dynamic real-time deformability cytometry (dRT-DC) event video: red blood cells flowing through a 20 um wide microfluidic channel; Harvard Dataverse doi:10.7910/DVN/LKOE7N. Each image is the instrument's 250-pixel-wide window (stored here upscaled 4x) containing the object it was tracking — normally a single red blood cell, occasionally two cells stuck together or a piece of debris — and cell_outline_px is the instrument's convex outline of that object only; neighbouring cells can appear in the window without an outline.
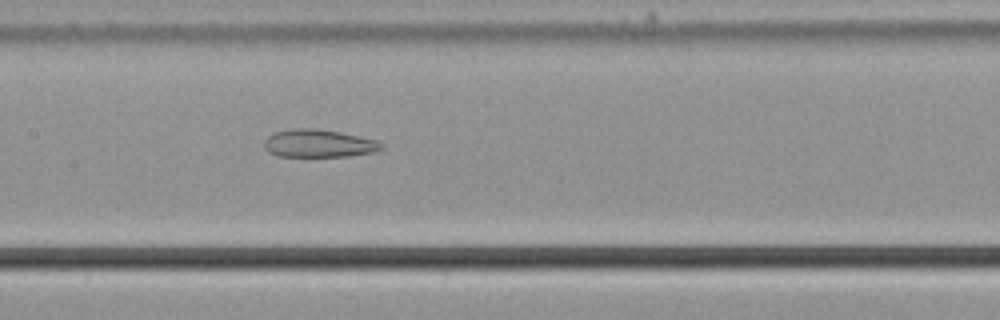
{"species": "common noctule bat (a hibernating species)", "species_latin": "Nyctalus noctula", "temperature_condition": "cold", "stored_images_in_passage": 55, "camera_frame_rate_fps": 3000, "um_per_image_px": 0.085, "animal": {"sex": "male", "body_mass_g": 21.5, "forearm_length_mm": 52.0}, "frame": {"image": 1, "passage_image": 27, "time_ms": 8.667, "image_size_px": [1000, 320], "cell_outline_px": [[384, 148], [372, 152], [348, 156], [276, 156], [268, 152], [264, 148], [264, 140], [272, 132], [292, 128], [312, 128], [340, 132], [376, 140], [384, 144]], "centroid_in_image_um": [27.04, 12.18], "position_along_channel_um": 180.4, "area_um2": 19.07}}
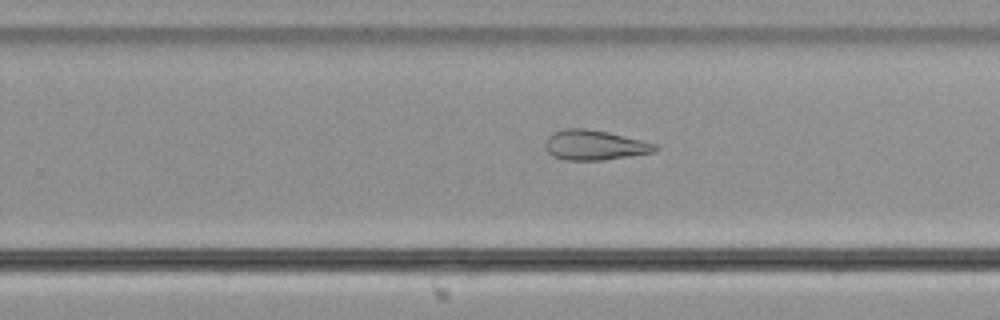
{"frame": {"image": 2, "passage_image": 35, "time_ms": 11.333, "image_size_px": [1000, 320], "cell_outline_px": [[660, 148], [652, 152], [604, 160], [564, 160], [552, 156], [544, 148], [544, 144], [548, 136], [552, 132], [564, 128], [584, 128], [608, 132], [656, 144]], "centroid_in_image_um": [50.47, 12.33], "position_along_channel_um": 279.3, "area_um2": 19.19}}
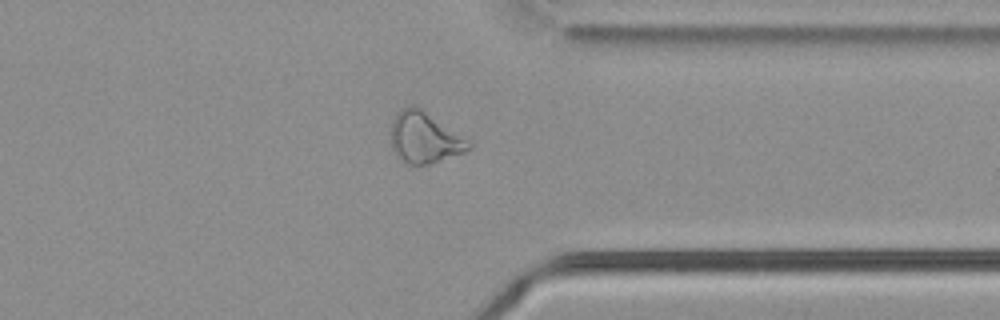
{"frame": {"image": 3, "passage_image": 43, "time_ms": 14.0, "image_size_px": [1000, 320], "cell_outline_px": [[472, 148], [464, 152], [432, 164], [408, 164], [400, 160], [396, 156], [392, 148], [392, 120], [400, 108], [412, 104], [420, 108], [472, 144]], "centroid_in_image_um": [36.04, 11.72], "position_along_channel_um": 375.4, "area_um2": 22.72}, "authors_computed_cell_mechanics": {"area_um2": 25.432, "velocity_mm_per_s": 3.7322, "shape_relaxation_time_tau1_ms": null, "shape_relaxation_time_tau2_ms": 4.0564, "deformation_change_tau1": null, "deformation_change_tau2": 0.1265}}